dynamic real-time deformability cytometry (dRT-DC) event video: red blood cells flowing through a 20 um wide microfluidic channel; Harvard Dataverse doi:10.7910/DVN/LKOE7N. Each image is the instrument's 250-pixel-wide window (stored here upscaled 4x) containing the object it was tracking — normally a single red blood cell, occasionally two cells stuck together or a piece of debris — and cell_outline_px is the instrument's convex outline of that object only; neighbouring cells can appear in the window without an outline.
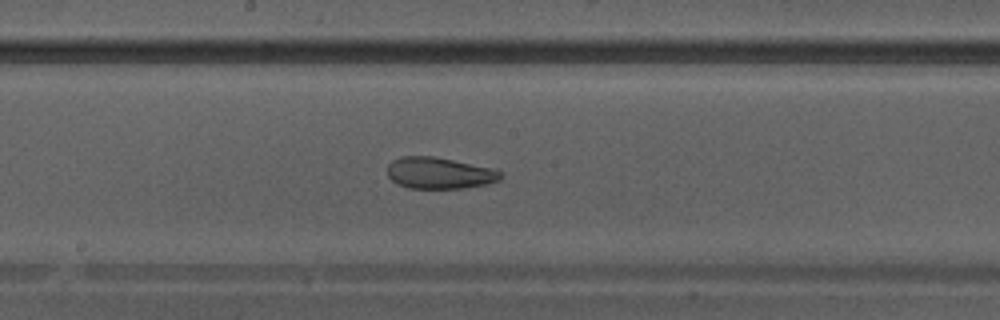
{"species": "Egyptian fruit bat (a non-hibernating species)", "species_latin": "Rousettus aegyptiacus", "temperature_condition": "warm", "stored_images_in_passage": 32, "camera_frame_rate_fps": 3000, "um_per_image_px": 0.085, "animal": {"sex": "male"}, "frame": {"image": 1, "passage_image": 14, "time_ms": 4.333, "image_size_px": [1000, 320], "cell_outline_px": [[504, 176], [500, 180], [484, 184], [464, 188], [408, 188], [396, 184], [388, 176], [388, 164], [392, 160], [400, 156], [432, 156], [492, 168], [500, 172]], "centroid_in_image_um": [37.31, 14.71], "position_along_channel_um": 210.9, "area_um2": 20.69}}